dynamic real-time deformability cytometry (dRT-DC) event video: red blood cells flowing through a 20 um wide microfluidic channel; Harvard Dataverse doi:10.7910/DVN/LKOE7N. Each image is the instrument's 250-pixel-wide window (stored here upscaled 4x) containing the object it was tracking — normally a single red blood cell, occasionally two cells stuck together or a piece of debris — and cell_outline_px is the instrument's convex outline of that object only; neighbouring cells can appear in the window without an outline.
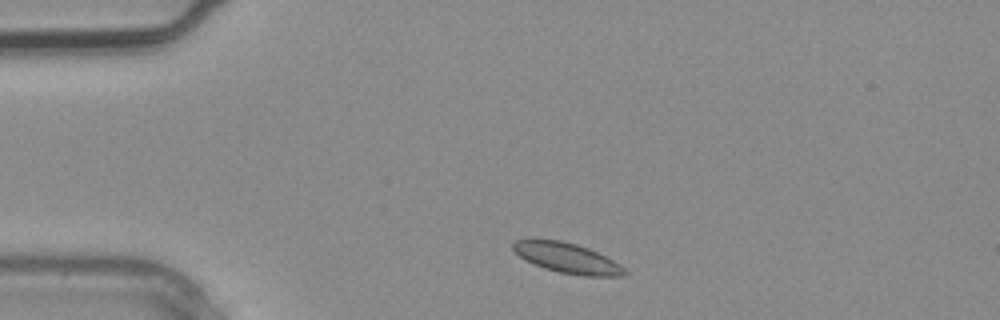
{"species": "common noctule bat (a hibernating species)", "species_latin": "Nyctalus noctula", "temperature_condition": "warm", "stored_images_in_passage": 2, "camera_frame_rate_fps": 3000, "um_per_image_px": 0.085, "animal": {"sex": "male", "body_mass_g": 20.4}, "frame": {"image": 1, "passage_image": 2, "time_ms": 0.333, "image_size_px": [1000, 320], "cell_outline_px": [[628, 272], [624, 276], [584, 276], [560, 272], [544, 268], [520, 256], [512, 248], [512, 244], [516, 240], [532, 236], [560, 240], [576, 244], [588, 248], [620, 264]], "centroid_in_image_um": [48.17, 21.89], "position_along_channel_um": 36.8, "area_um2": 19.77}}